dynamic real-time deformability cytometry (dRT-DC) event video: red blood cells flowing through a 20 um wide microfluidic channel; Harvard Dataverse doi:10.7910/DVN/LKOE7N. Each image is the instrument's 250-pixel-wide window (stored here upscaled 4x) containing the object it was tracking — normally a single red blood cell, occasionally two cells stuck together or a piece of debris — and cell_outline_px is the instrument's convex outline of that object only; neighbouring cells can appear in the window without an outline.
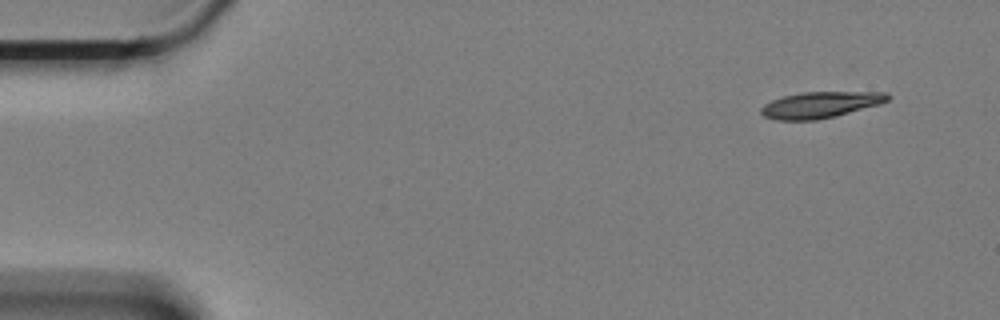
{"species": "Egyptian fruit bat (a non-hibernating species)", "species_latin": "Rousettus aegyptiacus", "temperature_condition": "cold", "stored_images_in_passage": 56, "camera_frame_rate_fps": 3000, "um_per_image_px": 0.085, "animal": {"sex": "female"}, "frame": {"image": 1, "passage_image": 1, "time_ms": 0.0, "image_size_px": [1000, 320], "cell_outline_px": [[892, 96], [888, 100], [880, 104], [836, 116], [816, 120], [776, 120], [764, 116], [760, 112], [760, 108], [764, 104], [772, 100], [784, 96], [800, 92], [884, 92]], "centroid_in_image_um": [69.72, 8.91], "position_along_channel_um": 15.3, "area_um2": 19.36}}
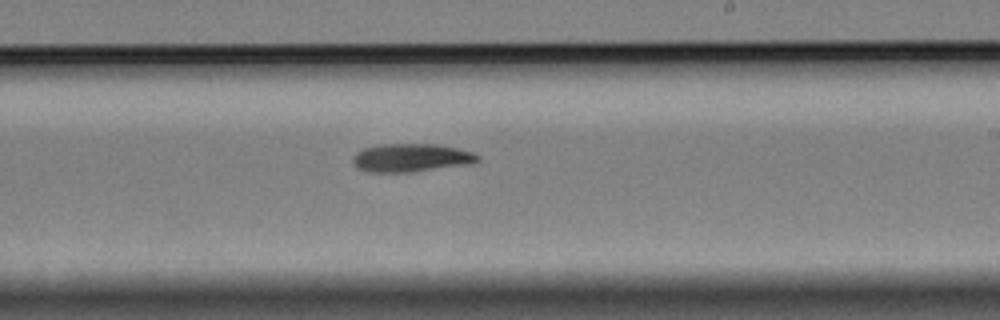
{"frame": {"image": 2, "passage_image": 32, "time_ms": 10.333, "image_size_px": [1000, 320], "cell_outline_px": [[480, 160], [472, 164], [408, 172], [368, 172], [356, 168], [352, 164], [352, 156], [356, 152], [364, 148], [380, 144], [436, 144], [456, 148], [472, 152], [480, 156]], "centroid_in_image_um": [34.91, 13.41], "position_along_channel_um": 254.1, "area_um2": 20.69}}
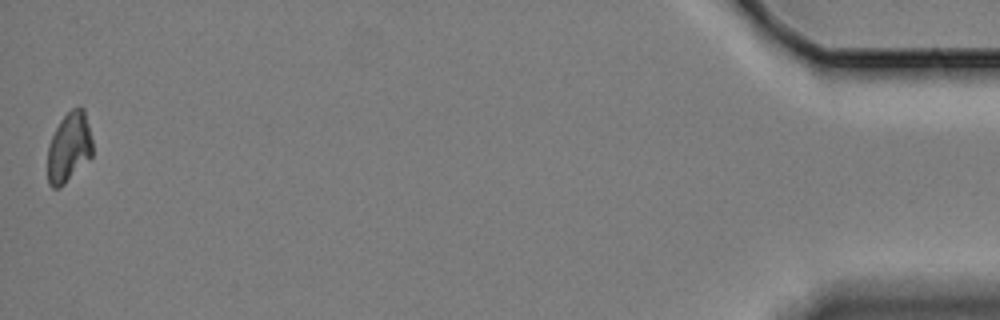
{"frame": {"image": 3, "passage_image": 56, "time_ms": 18.333, "image_size_px": [1000, 320], "cell_outline_px": [[92, 156], [60, 188], [52, 188], [48, 184], [48, 144], [60, 120], [72, 108], [84, 108], [92, 140]], "centroid_in_image_um": [5.86, 12.54], "position_along_channel_um": 429.3, "area_um2": 18.15}, "authors_computed_cell_mechanics": {"area_um2": 19.9988, "velocity_mm_per_s": 3.3214, "shape_relaxation_time_tau1_ms": 6.736, "shape_relaxation_time_tau2_ms": null, "deformation_change_tau1": 0.157, "deformation_change_tau2": null}}